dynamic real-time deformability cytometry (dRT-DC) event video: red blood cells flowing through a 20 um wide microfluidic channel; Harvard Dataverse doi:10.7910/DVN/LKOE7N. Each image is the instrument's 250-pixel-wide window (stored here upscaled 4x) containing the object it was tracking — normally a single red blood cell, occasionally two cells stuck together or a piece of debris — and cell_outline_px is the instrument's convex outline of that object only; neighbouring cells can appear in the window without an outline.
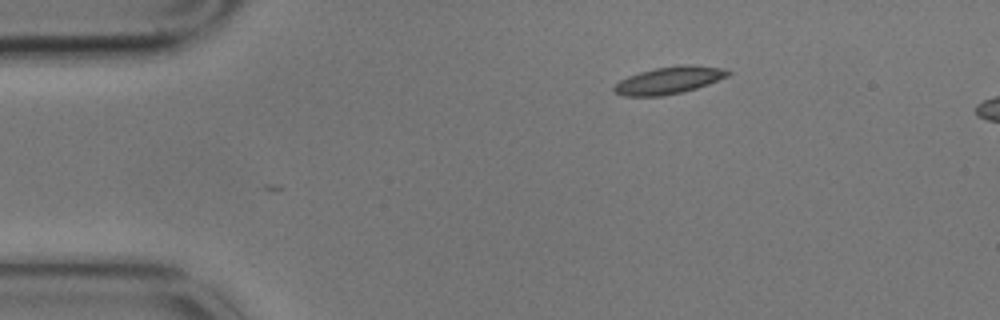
{"species": "common noctule bat (a hibernating species)", "species_latin": "Nyctalus noctula", "temperature_condition": "cold", "stored_images_in_passage": 3, "camera_frame_rate_fps": 3000, "um_per_image_px": 0.085, "animal": {"sex": "male", "body_mass_g": 17.9}, "frame": {"image": 1, "passage_image": 3, "time_ms": 0.667, "image_size_px": [1000, 320], "cell_outline_px": [[732, 72], [728, 76], [708, 84], [684, 92], [660, 96], [624, 96], [616, 92], [612, 88], [620, 80], [628, 76], [640, 72], [656, 68], [676, 64], [684, 64], [720, 68]], "centroid_in_image_um": [56.85, 6.82], "position_along_channel_um": 28.1, "area_um2": 17.92}}